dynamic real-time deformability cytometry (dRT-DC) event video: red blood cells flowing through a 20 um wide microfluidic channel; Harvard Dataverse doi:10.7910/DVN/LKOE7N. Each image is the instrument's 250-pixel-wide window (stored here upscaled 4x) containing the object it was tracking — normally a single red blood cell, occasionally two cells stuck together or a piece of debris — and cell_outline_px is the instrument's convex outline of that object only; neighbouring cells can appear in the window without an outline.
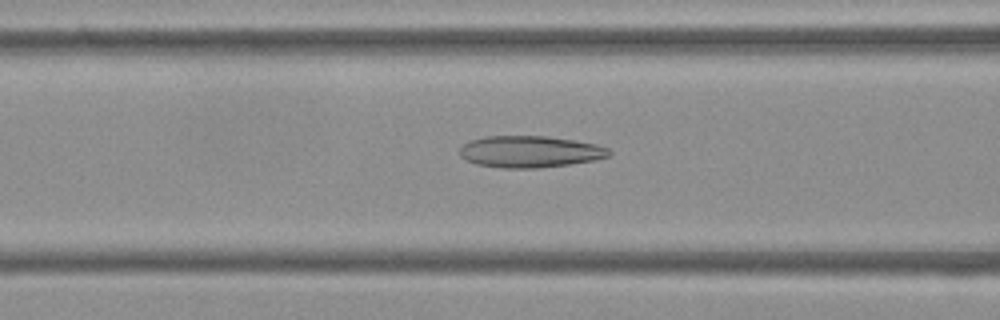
{"species": "Egyptian fruit bat (a non-hibernating species)", "species_latin": "Rousettus aegyptiacus", "temperature_condition": "cold", "stored_images_in_passage": 48, "camera_frame_rate_fps": 3000, "um_per_image_px": 0.085, "frame": {"image": 1, "passage_image": 16, "time_ms": 5.0, "image_size_px": [1000, 320], "cell_outline_px": [[612, 152], [608, 156], [596, 160], [568, 164], [536, 168], [500, 168], [476, 164], [460, 156], [460, 148], [464, 144], [472, 140], [484, 136], [548, 136], [596, 144], [608, 148]], "centroid_in_image_um": [45.05, 12.89], "position_along_channel_um": 121.6, "area_um2": 27.46}}
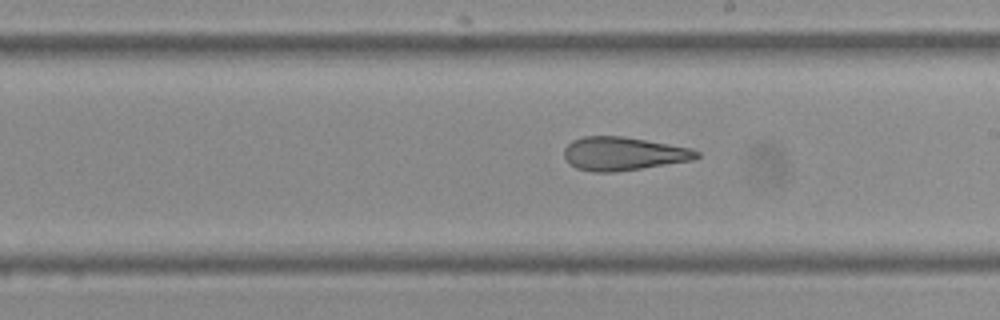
{"frame": {"image": 2, "passage_image": 25, "time_ms": 8.0, "image_size_px": [1000, 320], "cell_outline_px": [[700, 156], [692, 160], [616, 172], [592, 172], [576, 168], [568, 164], [564, 156], [564, 148], [572, 140], [584, 136], [624, 136], [692, 148], [700, 152]], "centroid_in_image_um": [52.96, 13.06], "position_along_channel_um": 236.0, "area_um2": 25.95}}
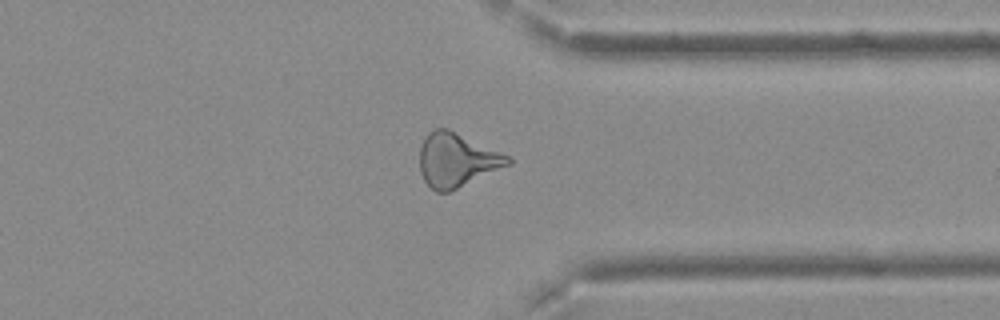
{"frame": {"image": 3, "passage_image": 36, "time_ms": 11.667, "image_size_px": [1000, 320], "cell_outline_px": [[512, 164], [448, 192], [436, 192], [424, 180], [420, 172], [420, 148], [428, 132], [436, 128], [448, 128], [508, 156], [512, 160]], "centroid_in_image_um": [38.81, 13.6], "position_along_channel_um": 372.6, "area_um2": 27.34}, "authors_computed_cell_mechanics": {"area_um2": 27.5706, "velocity_mm_per_s": 3.8074, "shape_relaxation_time_tau1_ms": null, "shape_relaxation_time_tau2_ms": 2.7668, "deformation_change_tau1": null, "deformation_change_tau2": 0.1281}}